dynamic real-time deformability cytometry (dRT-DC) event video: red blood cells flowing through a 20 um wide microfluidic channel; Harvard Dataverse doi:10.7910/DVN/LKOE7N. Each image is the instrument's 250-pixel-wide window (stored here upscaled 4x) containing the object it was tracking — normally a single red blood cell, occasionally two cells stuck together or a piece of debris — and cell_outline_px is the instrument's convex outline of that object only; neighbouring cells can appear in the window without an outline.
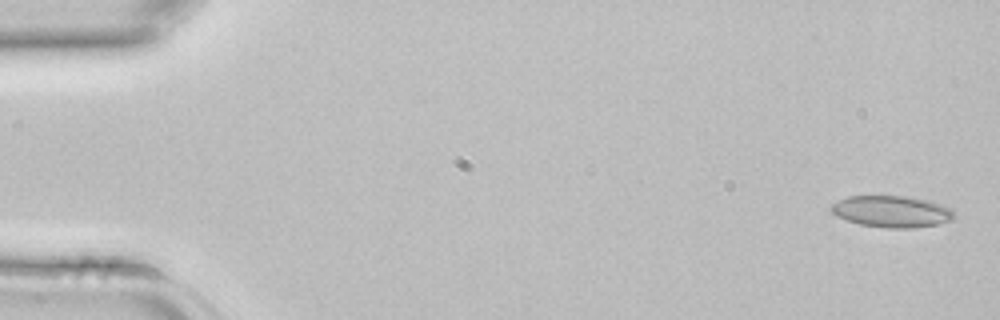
{"species": "common noctule bat (a hibernating species)", "species_latin": "Nyctalus noctula", "temperature_condition": "room temperature", "stored_images_in_passage": 4, "camera_frame_rate_fps": 3000, "um_per_image_px": 0.085, "animal": {"sex": "female", "body_mass_g": 22.7, "forearm_length_mm": 54.2}, "frame": {"image": 1, "passage_image": 1, "time_ms": 0.0, "image_size_px": [1000, 320], "cell_outline_px": [[956, 216], [952, 220], [936, 224], [912, 228], [884, 228], [860, 224], [836, 216], [832, 212], [832, 204], [848, 196], [912, 196], [928, 200], [952, 208]], "centroid_in_image_um": [75.84, 17.97], "position_along_channel_um": 9.2, "area_um2": 22.66}}
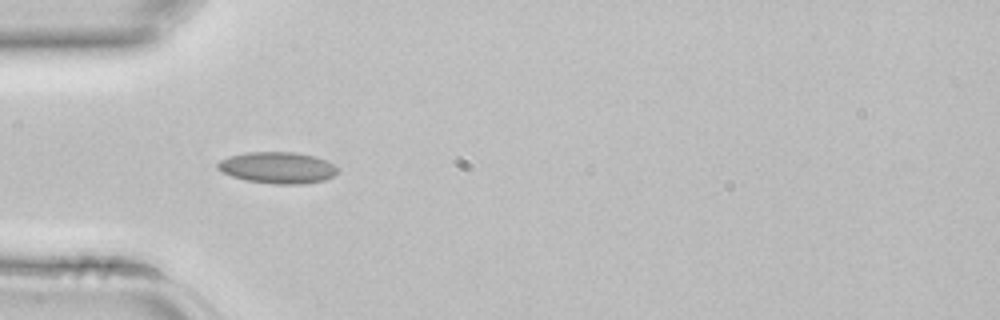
{"frame": {"image": 2, "passage_image": 4, "time_ms": 1.0, "image_size_px": [1000, 320], "cell_outline_px": [[340, 172], [324, 180], [304, 184], [272, 184], [248, 180], [232, 176], [216, 168], [216, 164], [220, 160], [228, 156], [244, 152], [296, 152], [316, 156], [340, 168]], "centroid_in_image_um": [23.61, 14.24], "position_along_channel_um": 61.4, "area_um2": 22.14}}